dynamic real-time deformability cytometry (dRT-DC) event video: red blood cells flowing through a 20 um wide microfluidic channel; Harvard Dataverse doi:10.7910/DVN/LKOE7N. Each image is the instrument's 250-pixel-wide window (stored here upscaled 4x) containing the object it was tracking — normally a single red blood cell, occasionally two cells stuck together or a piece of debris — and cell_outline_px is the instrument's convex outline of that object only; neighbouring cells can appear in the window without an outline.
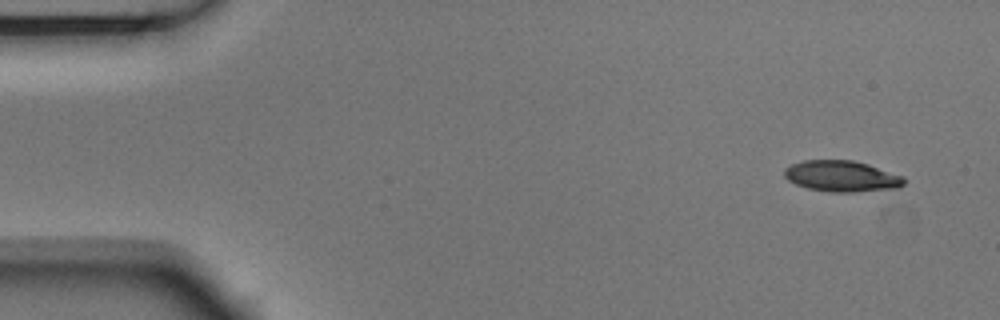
{"species": "Egyptian fruit bat (a non-hibernating species)", "species_latin": "Rousettus aegyptiacus", "temperature_condition": "room temperature", "stored_images_in_passage": 4, "camera_frame_rate_fps": 3000, "um_per_image_px": 0.085, "animal": {"sex": "male"}, "frame": {"image": 1, "passage_image": 1, "time_ms": 0.0, "image_size_px": [1000, 320], "cell_outline_px": [[904, 184], [900, 188], [852, 192], [832, 192], [808, 188], [796, 184], [788, 180], [784, 176], [784, 168], [792, 164], [804, 160], [852, 160], [868, 164], [904, 176]], "centroid_in_image_um": [71.55, 14.97], "position_along_channel_um": 13.4, "area_um2": 21.68}}
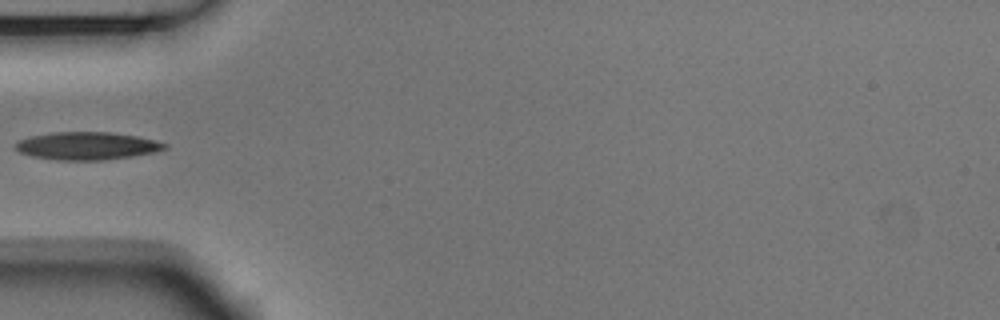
{"frame": {"image": 2, "passage_image": 4, "time_ms": 1.0, "image_size_px": [1000, 320], "cell_outline_px": [[168, 148], [156, 152], [132, 156], [104, 160], [56, 160], [32, 156], [20, 152], [12, 148], [20, 140], [28, 136], [56, 132], [108, 132], [136, 136], [168, 144]], "centroid_in_image_um": [7.37, 12.4], "position_along_channel_um": 77.6, "area_um2": 24.1}}